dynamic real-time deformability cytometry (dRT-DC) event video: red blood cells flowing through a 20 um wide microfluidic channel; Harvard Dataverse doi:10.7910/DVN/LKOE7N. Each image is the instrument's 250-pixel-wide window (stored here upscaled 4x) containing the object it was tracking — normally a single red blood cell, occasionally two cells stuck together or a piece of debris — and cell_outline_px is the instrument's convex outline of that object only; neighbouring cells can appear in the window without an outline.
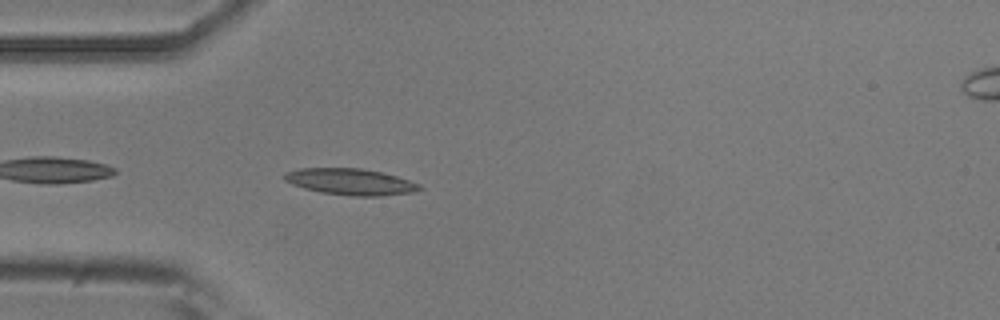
{"species": "common noctule bat (a hibernating species)", "species_latin": "Nyctalus noctula", "temperature_condition": "room temperature", "stored_images_in_passage": 5, "camera_frame_rate_fps": 3000, "um_per_image_px": 0.085, "animal": {"sex": "male", "body_mass_g": 20.5, "forearm_length_mm": 52.5}, "frame": {"image": 1, "passage_image": 5, "time_ms": 1.333, "image_size_px": [1000, 320], "cell_outline_px": [[424, 188], [412, 192], [380, 196], [352, 196], [320, 192], [304, 188], [292, 184], [284, 180], [284, 172], [300, 168], [360, 168], [380, 172], [396, 176], [420, 184]], "centroid_in_image_um": [29.77, 15.45], "position_along_channel_um": 55.2, "area_um2": 20.69}}